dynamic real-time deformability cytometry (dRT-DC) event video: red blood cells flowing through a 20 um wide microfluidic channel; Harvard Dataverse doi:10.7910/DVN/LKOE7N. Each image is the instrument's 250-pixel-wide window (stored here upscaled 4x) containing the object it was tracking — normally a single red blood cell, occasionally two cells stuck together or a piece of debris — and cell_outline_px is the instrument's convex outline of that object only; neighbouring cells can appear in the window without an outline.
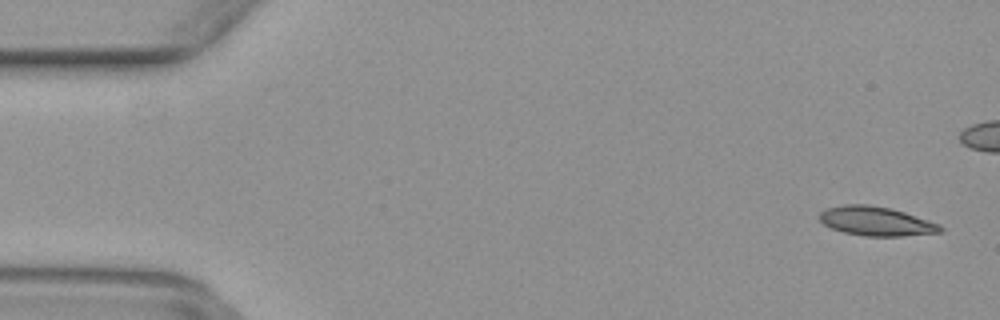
{"species": "common noctule bat (a hibernating species)", "species_latin": "Nyctalus noctula", "temperature_condition": "warm", "stored_images_in_passage": 10, "camera_frame_rate_fps": 3000, "um_per_image_px": 0.085, "animal": {"sex": "female", "body_mass_g": 29.2, "forearm_length_mm": 56.3}, "frame": {"image": 1, "passage_image": 2, "time_ms": 0.333, "image_size_px": [1000, 320], "cell_outline_px": [[944, 232], [900, 236], [864, 236], [844, 232], [832, 228], [824, 224], [816, 216], [820, 212], [828, 208], [844, 204], [868, 204], [892, 208], [940, 224], [944, 228]], "centroid_in_image_um": [74.47, 18.8], "position_along_channel_um": 10.5, "area_um2": 20.63}}